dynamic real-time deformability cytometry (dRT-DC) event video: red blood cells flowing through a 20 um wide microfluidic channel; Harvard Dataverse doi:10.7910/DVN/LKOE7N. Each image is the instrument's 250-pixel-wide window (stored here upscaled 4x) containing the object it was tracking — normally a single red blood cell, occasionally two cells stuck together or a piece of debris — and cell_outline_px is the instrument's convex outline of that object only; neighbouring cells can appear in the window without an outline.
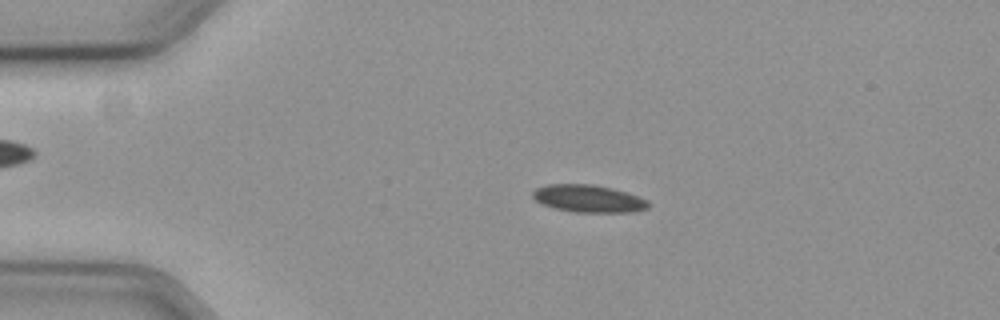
{"species": "common noctule bat (a hibernating species)", "species_latin": "Nyctalus noctula", "temperature_condition": "cold", "stored_images_in_passage": 57, "camera_frame_rate_fps": 3000, "um_per_image_px": 0.085, "animal": {"sex": "female", "body_mass_g": 19.3, "forearm_length_mm": 54.1}, "frame": {"image": 1, "passage_image": 12, "time_ms": 3.667, "image_size_px": [1000, 320], "cell_outline_px": [[652, 204], [648, 208], [636, 212], [576, 212], [556, 208], [544, 204], [536, 200], [532, 196], [532, 192], [536, 188], [548, 184], [592, 184], [612, 188], [628, 192], [648, 200]], "centroid_in_image_um": [50.08, 16.88], "position_along_channel_um": 34.9, "area_um2": 18.55}}
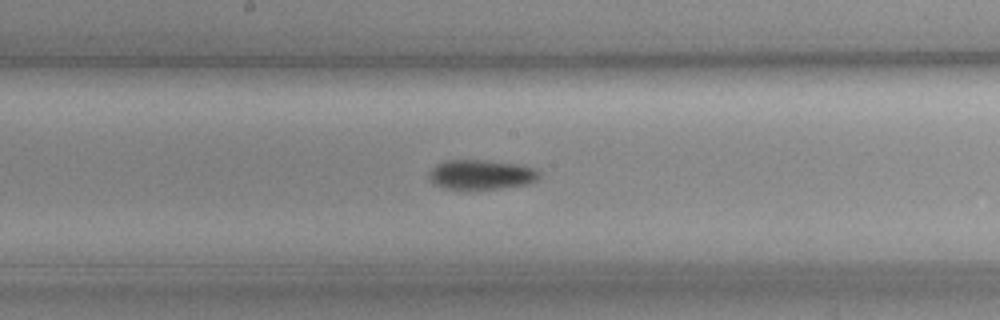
{"frame": {"image": 2, "passage_image": 30, "time_ms": 9.667, "image_size_px": [1000, 320], "cell_outline_px": [[540, 176], [532, 184], [468, 192], [444, 188], [432, 184], [428, 180], [428, 172], [436, 164], [448, 160], [484, 160], [520, 164], [532, 168], [540, 172]], "centroid_in_image_um": [40.85, 14.88], "position_along_channel_um": 207.3, "area_um2": 19.94}}
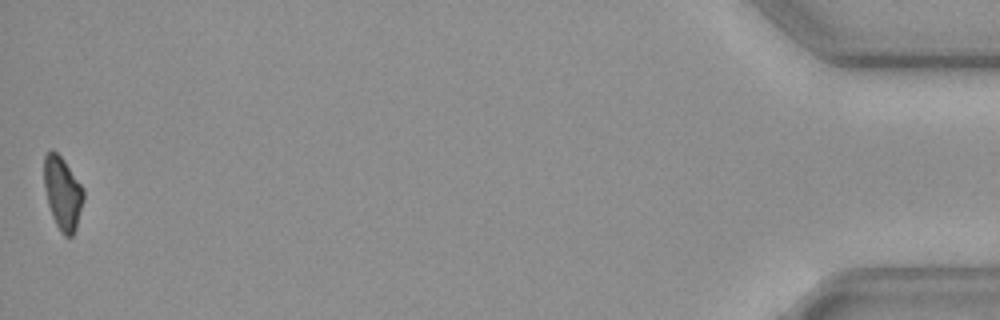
{"frame": {"image": 3, "passage_image": 57, "time_ms": 18.667, "image_size_px": [1000, 320], "cell_outline_px": [[84, 200], [76, 228], [72, 236], [64, 236], [60, 232], [52, 216], [48, 204], [44, 188], [44, 156], [52, 148], [64, 160], [84, 188]], "centroid_in_image_um": [5.32, 16.41], "position_along_channel_um": 429.9, "area_um2": 16.88}, "authors_computed_cell_mechanics": {"area_um2": 18.1492, "velocity_mm_per_s": 3.5979, "shape_relaxation_time_tau1_ms": 3.6456, "shape_relaxation_time_tau2_ms": 11.0461, "deformation_change_tau1": 0.0984, "deformation_change_tau2": 0.1745}}